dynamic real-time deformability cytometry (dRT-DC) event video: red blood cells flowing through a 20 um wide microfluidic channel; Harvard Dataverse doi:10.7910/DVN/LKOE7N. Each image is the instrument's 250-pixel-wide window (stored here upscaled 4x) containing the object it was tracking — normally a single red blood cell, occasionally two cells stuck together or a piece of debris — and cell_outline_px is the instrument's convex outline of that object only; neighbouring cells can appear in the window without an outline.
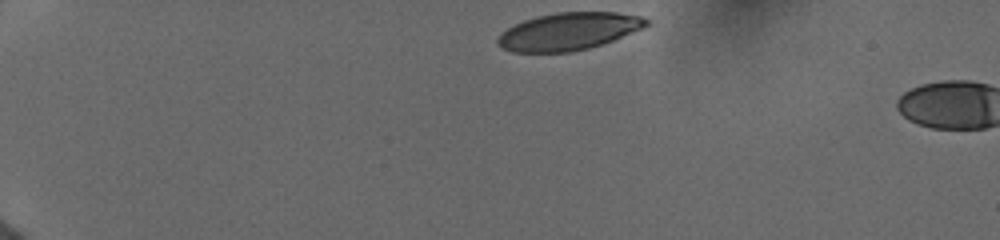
{"species": "human", "species_latin": "Homo sapiens", "temperature_condition": "cold", "stored_images_in_passage": 3, "camera_frame_rate_fps": 3000, "um_per_image_px": 0.085, "donor": {"sex": "female"}, "frame": {"image": 1, "passage_image": 1, "time_ms": 0.0, "image_size_px": [1000, 240], "cell_outline_px": [[652, 20], [644, 28], [612, 40], [588, 48], [572, 52], [512, 52], [500, 48], [496, 44], [496, 40], [500, 32], [524, 20], [536, 16], [556, 12], [616, 12], [640, 16]], "centroid_in_image_um": [48.3, 2.67], "position_along_channel_um": 36.7, "area_um2": 32.54}}